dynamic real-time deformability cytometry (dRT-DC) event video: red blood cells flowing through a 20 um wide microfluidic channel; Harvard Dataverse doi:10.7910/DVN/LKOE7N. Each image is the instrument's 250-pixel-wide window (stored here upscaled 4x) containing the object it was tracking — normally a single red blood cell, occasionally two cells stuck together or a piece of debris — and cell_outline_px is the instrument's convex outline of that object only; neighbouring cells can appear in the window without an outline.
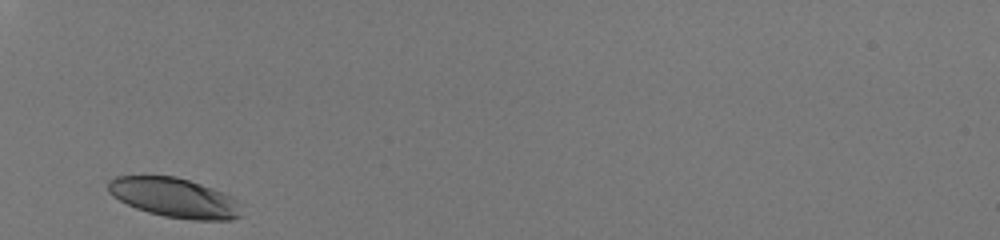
{"species": "human", "species_latin": "Homo sapiens", "temperature_condition": "room temperature", "stored_images_in_passage": 26, "camera_frame_rate_fps": 3000, "um_per_image_px": 0.085, "donor": {"sex": "male"}, "frame": {"image": 1, "passage_image": 1, "time_ms": 0.0, "image_size_px": [1000, 240], "cell_outline_px": [[240, 216], [228, 220], [192, 220], [164, 216], [148, 212], [136, 208], [112, 196], [108, 192], [108, 180], [116, 176], [176, 176], [212, 188], [232, 196], [236, 200]], "centroid_in_image_um": [14.78, 16.8], "position_along_channel_um": 70.2, "area_um2": 30.4}}
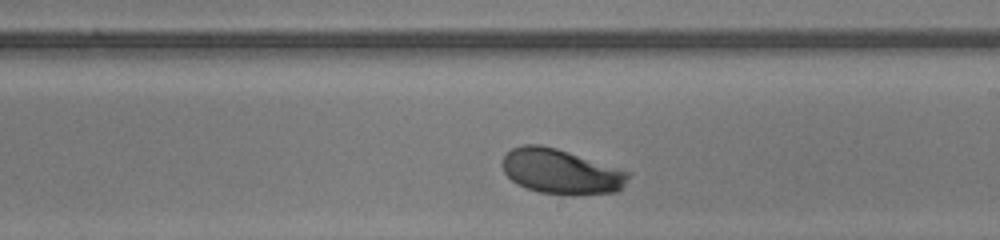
{"frame": {"image": 2, "passage_image": 15, "time_ms": 4.667, "image_size_px": [1000, 240], "cell_outline_px": [[632, 172], [624, 184], [616, 192], [576, 196], [572, 196], [540, 192], [516, 184], [504, 172], [504, 156], [512, 148], [520, 144], [540, 144], [556, 148]], "centroid_in_image_um": [47.71, 14.59], "position_along_channel_um": 241.3, "area_um2": 33.0}}
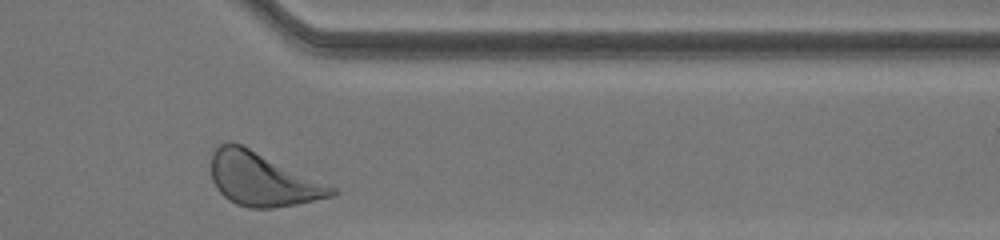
{"frame": {"image": 3, "passage_image": 26, "time_ms": 8.333, "image_size_px": [1000, 240], "cell_outline_px": [[336, 192], [332, 196], [296, 204], [272, 208], [248, 208], [236, 204], [228, 200], [216, 188], [212, 180], [212, 152], [220, 144], [240, 144], [336, 188]], "centroid_in_image_um": [22.28, 15.27], "position_along_channel_um": 389.1, "area_um2": 36.59}, "authors_computed_cell_mechanics": {"area_um2": 32.6859, "velocity_mm_per_s": 4.0178, "shape_relaxation_time_tau1_ms": 2.0293, "shape_relaxation_time_tau2_ms": null, "deformation_change_tau1": 0.1368, "deformation_change_tau2": null}}